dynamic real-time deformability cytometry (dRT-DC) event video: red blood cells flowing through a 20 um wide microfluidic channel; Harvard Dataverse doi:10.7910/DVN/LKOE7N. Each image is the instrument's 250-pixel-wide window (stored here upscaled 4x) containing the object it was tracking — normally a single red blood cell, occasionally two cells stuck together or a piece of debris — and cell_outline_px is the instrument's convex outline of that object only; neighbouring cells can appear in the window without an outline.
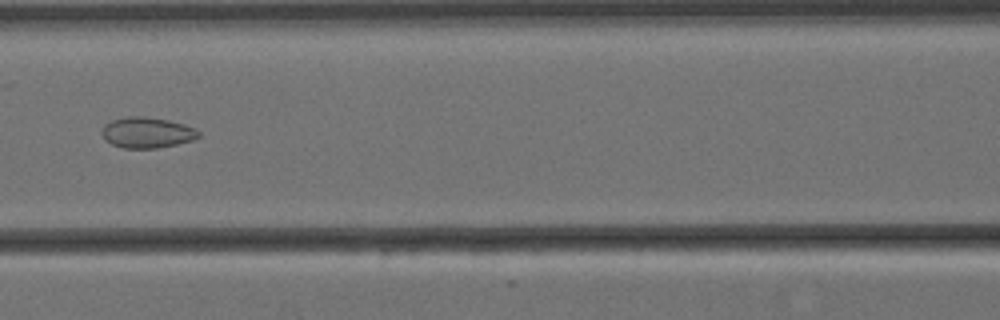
{"species": "Egyptian fruit bat (a non-hibernating species)", "species_latin": "Rousettus aegyptiacus", "temperature_condition": "cold", "stored_images_in_passage": 15, "camera_frame_rate_fps": 3000, "um_per_image_px": 0.085, "animal": {"sex": "female"}, "frame": {"image": 1, "passage_image": 7, "time_ms": 2.0, "image_size_px": [1000, 320], "cell_outline_px": [[200, 136], [192, 140], [176, 144], [156, 148], [124, 148], [112, 144], [104, 140], [100, 132], [104, 124], [112, 120], [124, 116], [144, 116], [168, 120], [184, 124], [196, 128], [200, 132]], "centroid_in_image_um": [12.47, 11.26], "position_along_channel_um": 154.1, "area_um2": 17.51}}
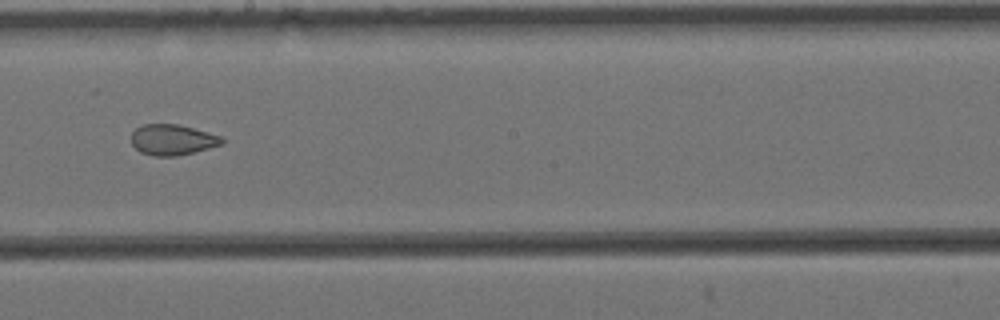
{"frame": {"image": 2, "passage_image": 9, "time_ms": 2.667, "image_size_px": [1000, 320], "cell_outline_px": [[224, 144], [176, 156], [156, 156], [140, 152], [132, 144], [132, 132], [136, 128], [144, 124], [176, 124], [192, 128], [220, 136], [224, 140]], "centroid_in_image_um": [14.64, 11.88], "position_along_channel_um": 233.6, "area_um2": 15.95}}